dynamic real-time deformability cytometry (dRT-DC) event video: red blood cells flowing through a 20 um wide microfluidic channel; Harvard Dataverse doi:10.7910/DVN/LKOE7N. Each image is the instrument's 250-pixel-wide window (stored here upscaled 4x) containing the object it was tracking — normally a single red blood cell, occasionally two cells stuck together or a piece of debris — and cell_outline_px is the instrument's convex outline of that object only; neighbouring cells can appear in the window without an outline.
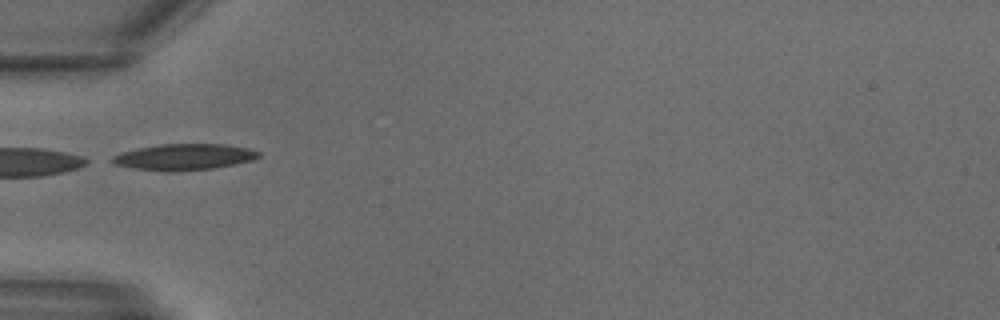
{"species": "common noctule bat (a hibernating species)", "species_latin": "Nyctalus noctula", "temperature_condition": "warm", "stored_images_in_passage": 7, "camera_frame_rate_fps": 3000, "um_per_image_px": 0.085, "animal": {"sex": "male", "body_mass_g": 18.8}, "frame": {"image": 1, "passage_image": 4, "time_ms": 1.0, "image_size_px": [1000, 320], "cell_outline_px": [[260, 156], [252, 160], [236, 164], [212, 168], [172, 172], [168, 172], [132, 168], [112, 164], [104, 160], [120, 152], [160, 144], [224, 144], [248, 148], [260, 152]], "centroid_in_image_um": [15.57, 13.35], "position_along_channel_um": 69.4, "area_um2": 22.6}}
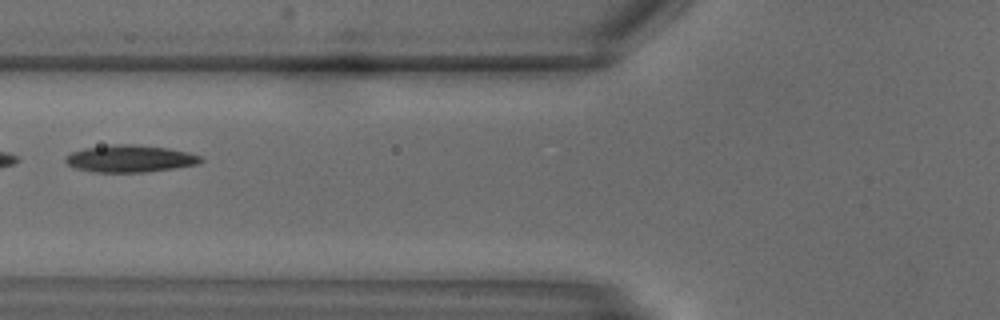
{"frame": {"image": 2, "passage_image": 6, "time_ms": 1.667, "image_size_px": [1000, 320], "cell_outline_px": [[204, 160], [200, 164], [176, 168], [148, 172], [92, 172], [72, 168], [64, 160], [64, 156], [72, 152], [84, 148], [108, 144], [136, 144], [168, 148], [188, 152], [200, 156]], "centroid_in_image_um": [11.03, 13.48], "position_along_channel_um": 114.8, "area_um2": 21.79}}